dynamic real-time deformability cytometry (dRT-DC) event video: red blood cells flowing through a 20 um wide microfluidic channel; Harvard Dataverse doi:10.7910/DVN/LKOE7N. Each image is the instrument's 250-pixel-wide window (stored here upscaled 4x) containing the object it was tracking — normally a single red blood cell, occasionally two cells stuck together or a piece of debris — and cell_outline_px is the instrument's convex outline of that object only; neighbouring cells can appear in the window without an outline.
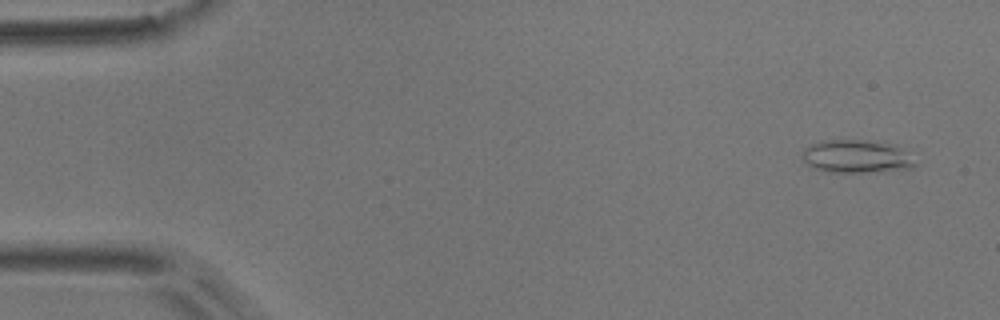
{"species": "common noctule bat (a hibernating species)", "species_latin": "Nyctalus noctula", "temperature_condition": "room temperature", "stored_images_in_passage": 4, "camera_frame_rate_fps": 3000, "um_per_image_px": 0.085, "animal": {"sex": "male", "body_mass_g": 17.9}, "frame": {"image": 1, "passage_image": 1, "time_ms": 0.0, "image_size_px": [1000, 320], "cell_outline_px": [[916, 164], [912, 168], [868, 172], [828, 172], [812, 168], [804, 160], [804, 148], [812, 144], [824, 140], [860, 140], [888, 144], [896, 148]], "centroid_in_image_um": [72.68, 13.32], "position_along_channel_um": 12.3, "area_um2": 20.81}}